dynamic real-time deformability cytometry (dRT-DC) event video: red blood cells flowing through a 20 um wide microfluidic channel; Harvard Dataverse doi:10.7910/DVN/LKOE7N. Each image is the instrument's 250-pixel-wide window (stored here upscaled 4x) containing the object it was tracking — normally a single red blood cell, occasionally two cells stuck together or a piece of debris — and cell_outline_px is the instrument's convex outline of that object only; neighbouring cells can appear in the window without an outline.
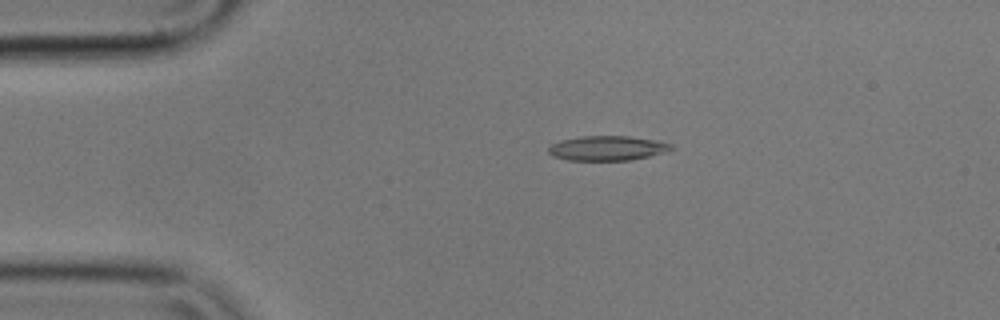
{"species": "common noctule bat (a hibernating species)", "species_latin": "Nyctalus noctula", "temperature_condition": "cold", "stored_images_in_passage": 4, "camera_frame_rate_fps": 3000, "um_per_image_px": 0.085, "animal": {"sex": "male", "body_mass_g": 17.9}, "frame": {"image": 1, "passage_image": 3, "time_ms": 0.667, "image_size_px": [1000, 320], "cell_outline_px": [[676, 148], [668, 152], [632, 160], [568, 160], [552, 156], [548, 152], [548, 148], [552, 144], [560, 140], [580, 136], [628, 136], [656, 140], [672, 144]], "centroid_in_image_um": [51.66, 12.59], "position_along_channel_um": 33.3, "area_um2": 17.86}}